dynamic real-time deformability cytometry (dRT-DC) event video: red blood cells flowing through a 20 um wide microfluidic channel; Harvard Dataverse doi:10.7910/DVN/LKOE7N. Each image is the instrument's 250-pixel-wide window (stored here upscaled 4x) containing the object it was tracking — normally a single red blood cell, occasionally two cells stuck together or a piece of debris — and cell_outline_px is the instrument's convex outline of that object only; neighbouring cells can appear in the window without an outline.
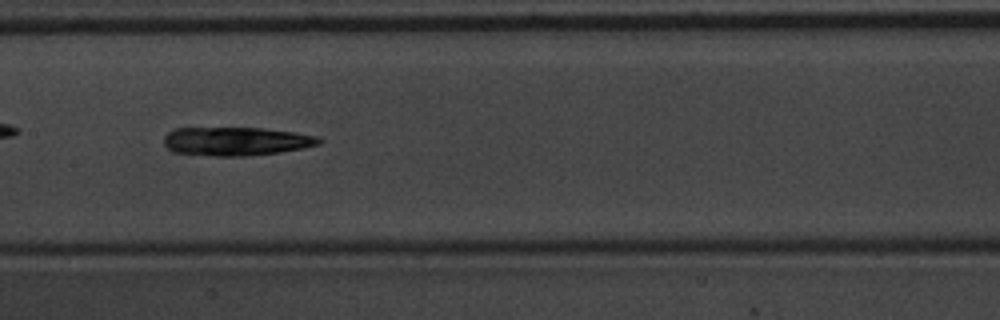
{"species": "common noctule bat (a hibernating species)", "species_latin": "Nyctalus noctula", "temperature_condition": "warm", "stored_images_in_passage": 38, "camera_frame_rate_fps": 3000, "um_per_image_px": 0.085, "animal": {"sex": "male", "body_mass_g": 20.1, "forearm_length_mm": 53.5}, "frame": {"image": 1, "passage_image": 17, "time_ms": 5.333, "image_size_px": [1000, 320], "cell_outline_px": [[324, 140], [320, 144], [304, 148], [280, 152], [248, 156], [216, 156], [172, 152], [164, 144], [164, 136], [172, 128], [264, 128], [296, 132], [316, 136]], "centroid_in_image_um": [20.08, 12.01], "position_along_channel_um": 187.3, "area_um2": 26.07}, "authors_computed_cell_mechanics": {"area_um2": 24.4205, "velocity_mm_per_s": 3.7044, "shape_relaxation_time_tau1_ms": 3.3653, "shape_relaxation_time_tau2_ms": null, "deformation_change_tau1": 0.1336, "deformation_change_tau2": null}}